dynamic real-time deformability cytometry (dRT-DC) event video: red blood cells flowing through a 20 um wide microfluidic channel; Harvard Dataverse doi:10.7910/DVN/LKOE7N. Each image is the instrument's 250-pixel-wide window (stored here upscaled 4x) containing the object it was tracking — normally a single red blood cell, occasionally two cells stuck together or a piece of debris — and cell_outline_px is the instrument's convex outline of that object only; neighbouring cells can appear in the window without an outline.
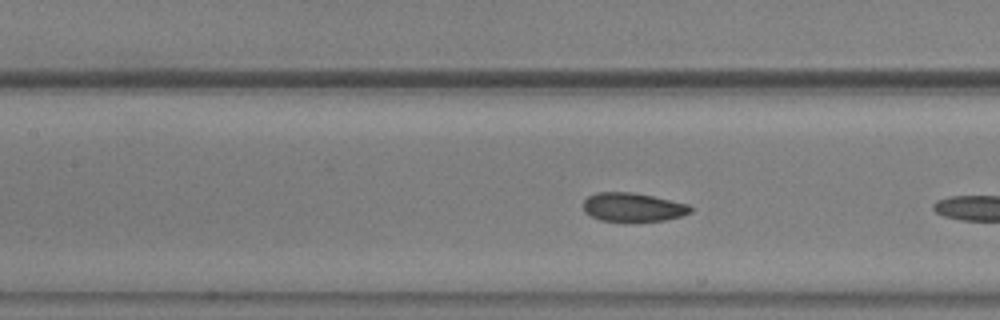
{"species": "common noctule bat (a hibernating species)", "species_latin": "Nyctalus noctula", "temperature_condition": "warm", "stored_images_in_passage": 11, "camera_frame_rate_fps": 3000, "um_per_image_px": 0.085, "animal": {"sex": "male", "body_mass_g": 20.5, "forearm_length_mm": 52.5}, "frame": {"image": 1, "passage_image": 8, "time_ms": 2.333, "image_size_px": [1000, 320], "cell_outline_px": [[692, 212], [680, 216], [664, 220], [600, 220], [584, 212], [584, 200], [588, 196], [596, 192], [632, 192], [652, 196], [688, 204], [692, 208]], "centroid_in_image_um": [53.78, 17.59], "position_along_channel_um": 153.6, "area_um2": 17.57}}